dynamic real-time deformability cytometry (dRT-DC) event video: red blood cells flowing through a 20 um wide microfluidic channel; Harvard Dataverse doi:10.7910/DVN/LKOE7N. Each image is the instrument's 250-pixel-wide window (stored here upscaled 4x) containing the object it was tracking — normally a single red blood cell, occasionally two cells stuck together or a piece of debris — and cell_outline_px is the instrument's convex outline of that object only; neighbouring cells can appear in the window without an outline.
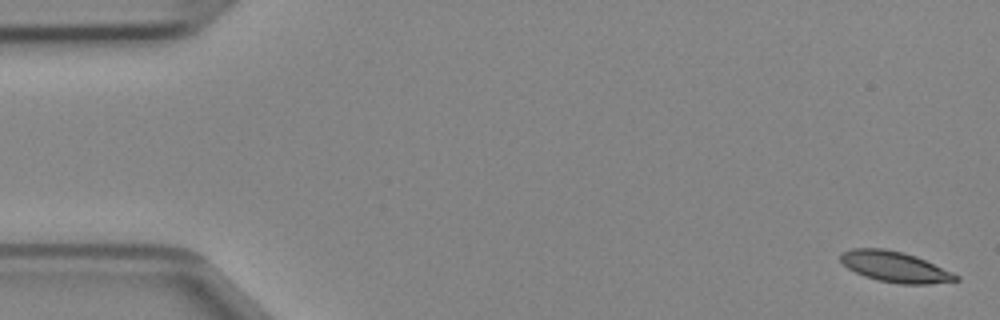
{"species": "Egyptian fruit bat (a non-hibernating species)", "species_latin": "Rousettus aegyptiacus", "temperature_condition": "cold", "stored_images_in_passage": 47, "camera_frame_rate_fps": 3000, "um_per_image_px": 0.085, "animal": {"sex": "female"}, "frame": {"image": 1, "passage_image": 1, "time_ms": 0.0, "image_size_px": [1000, 320], "cell_outline_px": [[960, 280], [928, 284], [900, 284], [876, 280], [864, 276], [848, 268], [840, 260], [840, 252], [852, 248], [884, 248], [904, 252], [916, 256], [952, 272], [960, 276]], "centroid_in_image_um": [76.06, 22.67], "position_along_channel_um": 8.9, "area_um2": 20.69}}
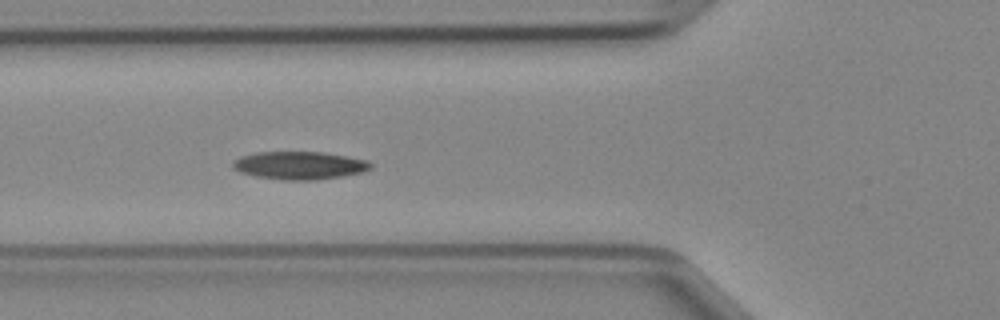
{"frame": {"image": 2, "passage_image": 17, "time_ms": 5.333, "image_size_px": [1000, 320], "cell_outline_px": [[372, 168], [364, 172], [316, 180], [280, 180], [256, 176], [240, 172], [232, 168], [232, 164], [240, 156], [256, 152], [324, 152], [348, 156], [368, 160], [372, 164]], "centroid_in_image_um": [25.48, 14.06], "position_along_channel_um": 100.3, "area_um2": 22.54}}
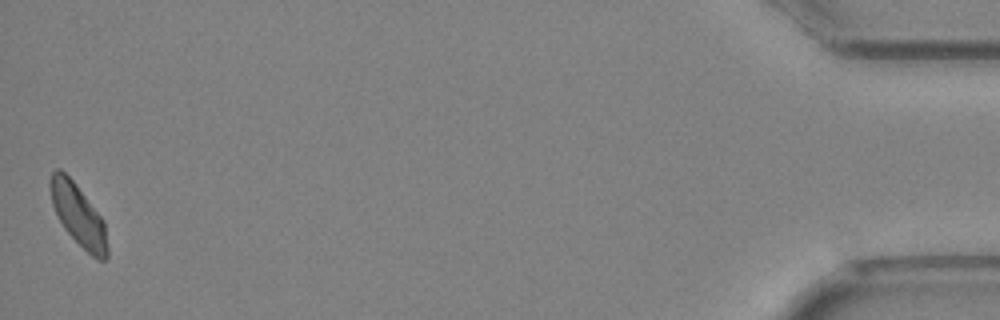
{"frame": {"image": 3, "passage_image": 47, "time_ms": 15.333, "image_size_px": [1000, 320], "cell_outline_px": [[108, 256], [104, 260], [96, 260], [64, 228], [52, 204], [48, 184], [52, 172], [56, 168], [60, 168], [76, 184], [104, 220], [108, 248]], "centroid_in_image_um": [6.65, 18.26], "position_along_channel_um": 428.5, "area_um2": 20.35}}